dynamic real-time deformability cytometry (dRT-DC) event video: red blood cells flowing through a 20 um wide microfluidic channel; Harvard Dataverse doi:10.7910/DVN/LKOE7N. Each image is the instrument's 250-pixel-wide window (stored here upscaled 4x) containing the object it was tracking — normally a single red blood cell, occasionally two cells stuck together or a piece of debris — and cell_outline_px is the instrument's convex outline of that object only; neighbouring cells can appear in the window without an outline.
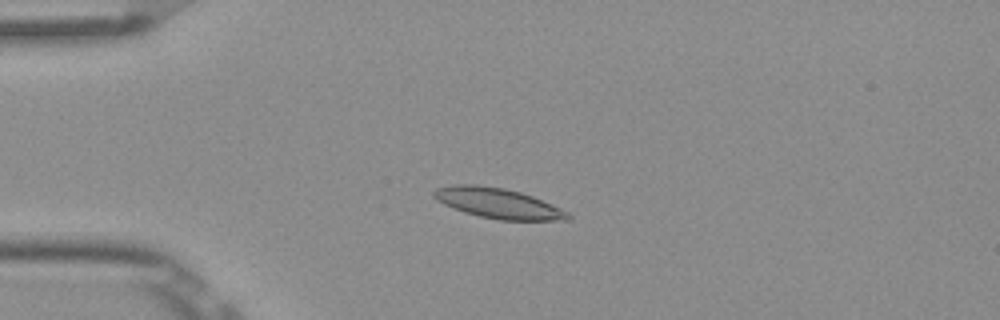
{"species": "Egyptian fruit bat (a non-hibernating species)", "species_latin": "Rousettus aegyptiacus", "temperature_condition": "room temperature", "stored_images_in_passage": 54, "camera_frame_rate_fps": 3000, "um_per_image_px": 0.085, "frame": {"image": 1, "passage_image": 14, "time_ms": 4.333, "image_size_px": [1000, 320], "cell_outline_px": [[572, 216], [568, 220], [500, 220], [480, 216], [464, 212], [452, 208], [436, 200], [432, 196], [432, 192], [436, 188], [452, 184], [476, 184], [504, 188], [520, 192], [532, 196], [560, 208], [568, 212]], "centroid_in_image_um": [42.29, 17.26], "position_along_channel_um": 42.7, "area_um2": 23.64}}
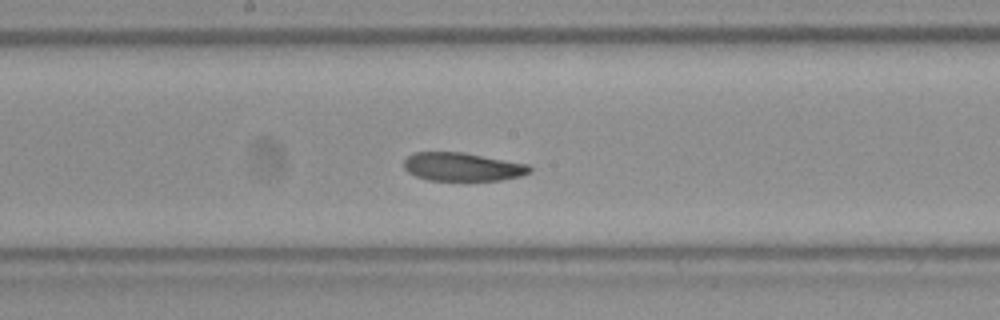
{"frame": {"image": 2, "passage_image": 29, "time_ms": 9.333, "image_size_px": [1000, 320], "cell_outline_px": [[532, 172], [520, 176], [500, 180], [428, 180], [416, 176], [408, 172], [404, 168], [404, 160], [412, 152], [464, 152], [528, 164], [532, 168]], "centroid_in_image_um": [39.31, 14.17], "position_along_channel_um": 208.9, "area_um2": 20.87}}
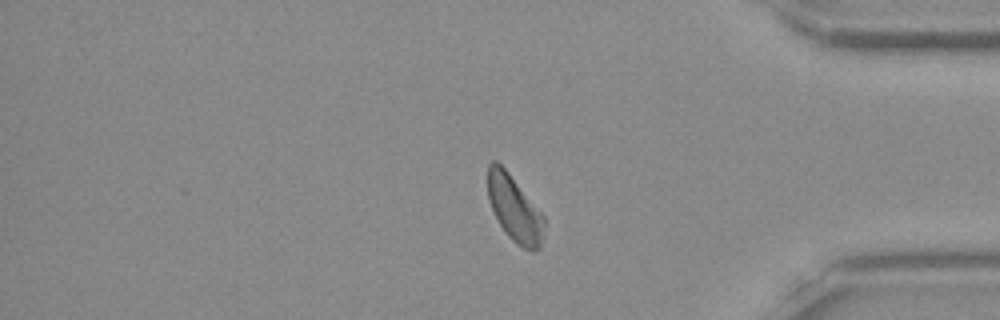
{"frame": {"image": 3, "passage_image": 45, "time_ms": 14.667, "image_size_px": [1000, 320], "cell_outline_px": [[544, 224], [540, 248], [532, 252], [516, 244], [504, 232], [488, 200], [488, 164], [492, 160], [496, 160], [508, 172], [544, 216]], "centroid_in_image_um": [43.72, 17.75], "position_along_channel_um": 391.5, "area_um2": 21.39}, "authors_computed_cell_mechanics": {"area_um2": 22.1085, "velocity_mm_per_s": 3.8402, "shape_relaxation_time_tau1_ms": 8.212, "shape_relaxation_time_tau2_ms": null, "deformation_change_tau1": 0.1774, "deformation_change_tau2": null}}